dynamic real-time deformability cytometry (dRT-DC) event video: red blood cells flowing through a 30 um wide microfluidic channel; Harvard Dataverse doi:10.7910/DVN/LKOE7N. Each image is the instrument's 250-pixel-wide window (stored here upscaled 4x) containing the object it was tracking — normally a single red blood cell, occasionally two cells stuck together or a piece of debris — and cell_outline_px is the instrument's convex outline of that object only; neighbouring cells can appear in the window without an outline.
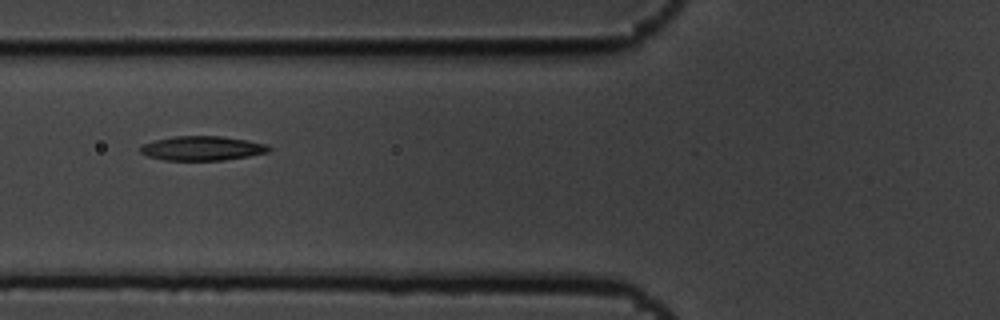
{"species": "common noctule bat (a hibernating species)", "species_latin": "Nyctalus noctula", "temperature_condition": "cold", "stored_images_in_passage": 16, "camera_frame_rate_fps": 3000, "um_per_image_px": 0.085, "animal": {"sex": "male", "body_mass_g": 19.5, "forearm_length_mm": 54.6}, "frame": {"image": 1, "passage_image": 7, "time_ms": 2.0, "image_size_px": [1000, 320], "cell_outline_px": [[272, 148], [268, 152], [248, 156], [224, 160], [164, 160], [148, 156], [140, 152], [140, 144], [156, 140], [176, 136], [220, 136], [248, 140], [268, 144]], "centroid_in_image_um": [17.2, 12.6], "position_along_channel_um": 108.6, "area_um2": 18.26}}
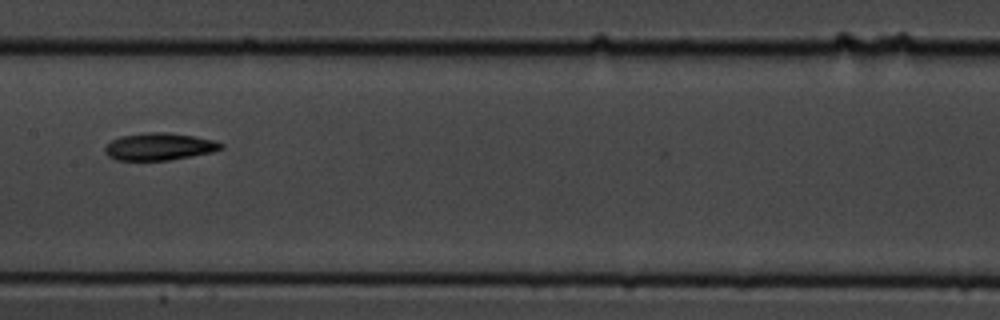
{"frame": {"image": 2, "passage_image": 9, "time_ms": 2.667, "image_size_px": [1000, 320], "cell_outline_px": [[224, 148], [212, 152], [192, 156], [168, 160], [116, 160], [108, 156], [104, 152], [104, 148], [112, 140], [120, 136], [148, 132], [168, 132], [216, 140], [224, 144]], "centroid_in_image_um": [13.55, 12.46], "position_along_channel_um": 193.8, "area_um2": 18.5}}
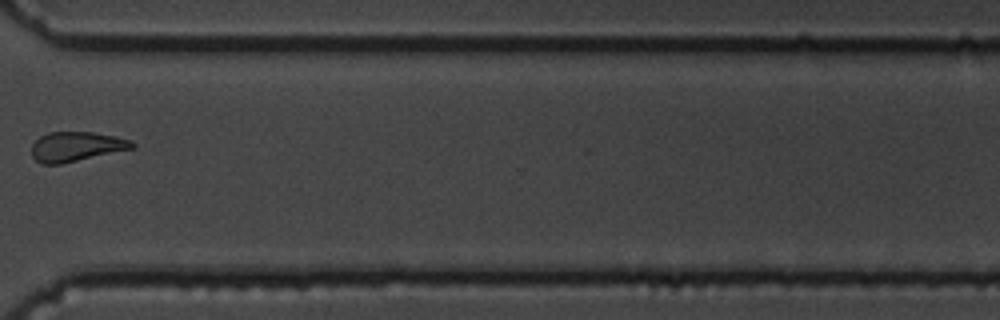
{"frame": {"image": 3, "passage_image": 13, "time_ms": 4.0, "image_size_px": [1000, 320], "cell_outline_px": [[136, 148], [60, 164], [40, 164], [32, 156], [32, 144], [40, 136], [48, 132], [92, 132], [116, 136], [132, 140], [136, 144]], "centroid_in_image_um": [6.51, 12.46], "position_along_channel_um": 364.1, "area_um2": 17.51}}